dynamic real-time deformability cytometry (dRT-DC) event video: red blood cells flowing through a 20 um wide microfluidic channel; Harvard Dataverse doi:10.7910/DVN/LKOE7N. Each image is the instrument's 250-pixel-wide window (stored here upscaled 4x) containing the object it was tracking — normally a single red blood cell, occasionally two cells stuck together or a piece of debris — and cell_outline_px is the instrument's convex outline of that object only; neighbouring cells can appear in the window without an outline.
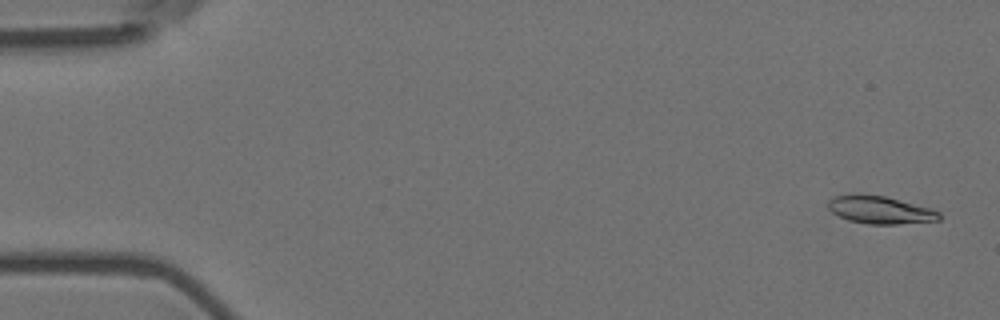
{"species": "Egyptian fruit bat (a non-hibernating species)", "species_latin": "Rousettus aegyptiacus", "temperature_condition": "room temperature", "stored_images_in_passage": 5, "camera_frame_rate_fps": 3000, "um_per_image_px": 0.085, "animal": {"sex": "female"}, "frame": {"image": 1, "passage_image": 1, "time_ms": 0.0, "image_size_px": [1000, 320], "cell_outline_px": [[940, 220], [896, 224], [868, 224], [848, 220], [832, 212], [828, 208], [828, 200], [832, 196], [848, 192], [860, 192], [884, 196], [932, 208], [940, 212]], "centroid_in_image_um": [74.75, 17.8], "position_along_channel_um": 10.3, "area_um2": 18.38}}
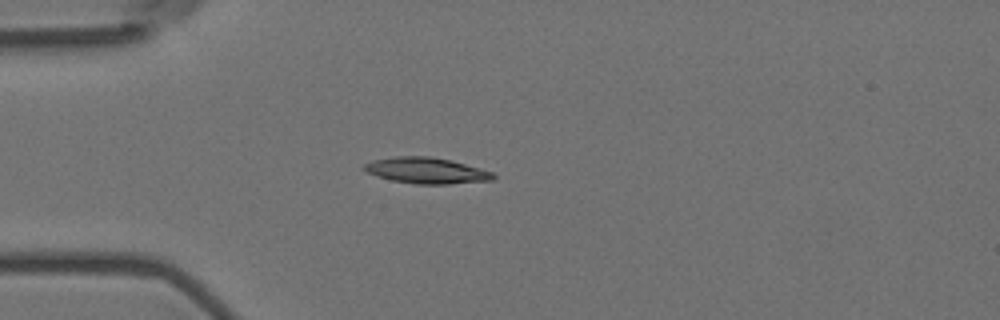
{"frame": {"image": 2, "passage_image": 4, "time_ms": 1.0, "image_size_px": [1000, 320], "cell_outline_px": [[496, 176], [492, 180], [448, 184], [416, 184], [392, 180], [368, 172], [360, 168], [364, 164], [372, 160], [396, 156], [432, 156], [452, 160], [480, 168], [492, 172]], "centroid_in_image_um": [36.25, 14.48], "position_along_channel_um": 48.8, "area_um2": 19.54}}